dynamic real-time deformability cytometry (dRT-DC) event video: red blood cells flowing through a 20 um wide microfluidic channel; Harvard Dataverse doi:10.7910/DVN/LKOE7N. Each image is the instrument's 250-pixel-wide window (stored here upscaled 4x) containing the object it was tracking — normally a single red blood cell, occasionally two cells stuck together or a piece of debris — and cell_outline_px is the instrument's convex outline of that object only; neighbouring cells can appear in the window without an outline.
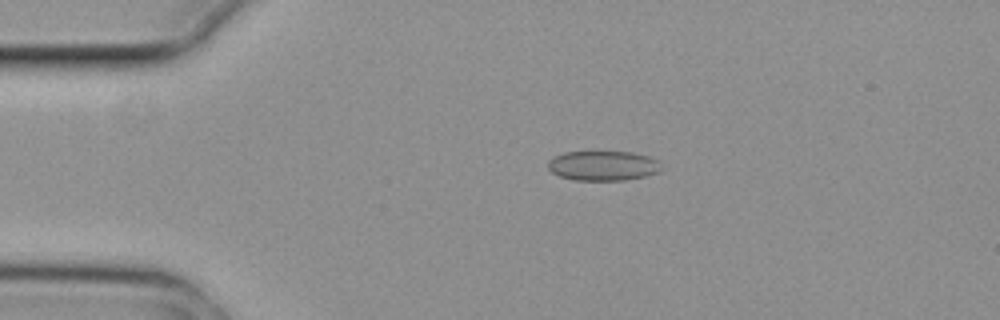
{"species": "common noctule bat (a hibernating species)", "species_latin": "Nyctalus noctula", "temperature_condition": "cold", "stored_images_in_passage": 4, "camera_frame_rate_fps": 3000, "um_per_image_px": 0.085, "animal": {"sex": "female", "body_mass_g": 29.2, "forearm_length_mm": 56.3}, "frame": {"image": 1, "passage_image": 3, "time_ms": 0.667, "image_size_px": [1000, 320], "cell_outline_px": [[664, 168], [660, 172], [644, 176], [624, 180], [576, 180], [560, 176], [552, 172], [548, 168], [548, 160], [564, 152], [596, 148], [632, 152], [648, 156], [660, 160]], "centroid_in_image_um": [51.3, 14.02], "position_along_channel_um": 33.7, "area_um2": 20.75}}